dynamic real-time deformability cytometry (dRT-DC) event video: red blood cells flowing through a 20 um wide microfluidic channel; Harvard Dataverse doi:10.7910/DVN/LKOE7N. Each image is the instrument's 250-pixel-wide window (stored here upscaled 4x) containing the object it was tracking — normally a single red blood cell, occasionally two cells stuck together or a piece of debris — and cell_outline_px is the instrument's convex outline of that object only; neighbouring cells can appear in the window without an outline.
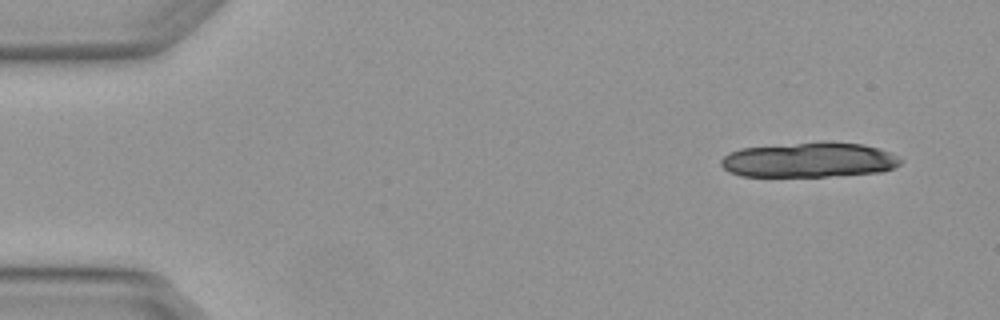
{"species": "Egyptian fruit bat (a non-hibernating species)", "species_latin": "Rousettus aegyptiacus", "temperature_condition": "warm", "stored_images_in_passage": 3, "camera_frame_rate_fps": 3000, "um_per_image_px": 0.085, "animal": {"sex": "female"}, "frame": {"image": 1, "passage_image": 1, "time_ms": 0.0, "image_size_px": [1000, 320], "cell_outline_px": [[904, 160], [900, 164], [884, 172], [828, 176], [740, 176], [728, 172], [720, 164], [720, 160], [728, 152], [740, 148], [824, 140], [864, 144], [880, 148]], "centroid_in_image_um": [68.78, 13.57], "position_along_channel_um": 16.2, "area_um2": 37.17}}